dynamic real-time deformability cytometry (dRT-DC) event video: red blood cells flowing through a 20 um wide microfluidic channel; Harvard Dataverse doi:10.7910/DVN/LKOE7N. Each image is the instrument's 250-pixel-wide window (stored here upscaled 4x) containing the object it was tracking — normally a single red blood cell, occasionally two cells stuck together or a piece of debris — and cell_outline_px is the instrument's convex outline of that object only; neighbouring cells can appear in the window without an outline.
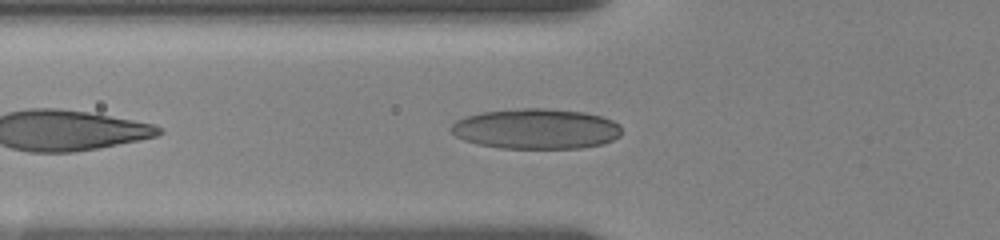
{"species": "human", "species_latin": "Homo sapiens", "temperature_condition": "room temperature", "stored_images_in_passage": 38, "camera_frame_rate_fps": 3000, "um_per_image_px": 0.085, "donor": {"sex": "female"}, "frame": {"image": 1, "passage_image": 5, "time_ms": 1.333, "image_size_px": [1000, 240], "cell_outline_px": [[620, 136], [612, 140], [600, 144], [580, 148], [500, 148], [480, 144], [464, 140], [456, 136], [448, 128], [456, 120], [468, 116], [484, 112], [524, 108], [544, 108], [584, 112], [600, 116], [612, 120], [620, 124]], "centroid_in_image_um": [45.57, 10.95], "position_along_channel_um": 80.2, "area_um2": 39.82}}
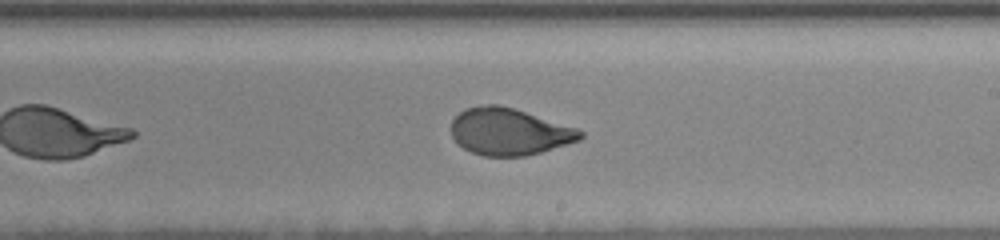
{"frame": {"image": 2, "passage_image": 19, "time_ms": 6.0, "image_size_px": [1000, 240], "cell_outline_px": [[584, 136], [580, 140], [568, 144], [540, 152], [524, 156], [484, 156], [472, 152], [464, 148], [452, 136], [452, 120], [464, 108], [488, 104], [496, 104], [512, 108], [576, 128], [584, 132]], "centroid_in_image_um": [43.28, 11.19], "position_along_channel_um": 245.7, "area_um2": 34.85}}
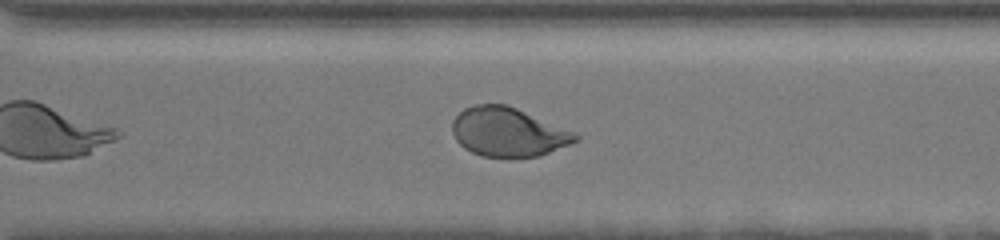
{"frame": {"image": 3, "passage_image": 26, "time_ms": 8.333, "image_size_px": [1000, 240], "cell_outline_px": [[580, 140], [548, 152], [536, 156], [480, 156], [464, 148], [456, 140], [452, 132], [452, 120], [464, 108], [476, 104], [504, 104], [516, 108], [572, 132], [580, 136]], "centroid_in_image_um": [43.13, 11.22], "position_along_channel_um": 327.5, "area_um2": 34.45}}